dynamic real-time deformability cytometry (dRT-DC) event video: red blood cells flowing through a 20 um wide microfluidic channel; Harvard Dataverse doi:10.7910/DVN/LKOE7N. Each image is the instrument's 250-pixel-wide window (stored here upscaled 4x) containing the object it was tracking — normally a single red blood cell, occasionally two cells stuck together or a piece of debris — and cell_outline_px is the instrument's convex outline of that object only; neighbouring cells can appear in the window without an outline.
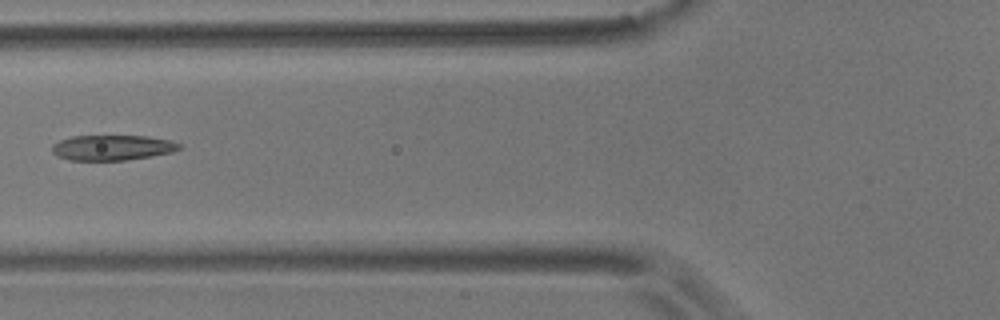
{"species": "common noctule bat (a hibernating species)", "species_latin": "Nyctalus noctula", "temperature_condition": "room temperature", "stored_images_in_passage": 5, "camera_frame_rate_fps": 3000, "um_per_image_px": 0.085, "animal": {"sex": "male", "body_mass_g": 17.9}, "frame": {"image": 1, "passage_image": 3, "time_ms": 2.333, "image_size_px": [1000, 320], "cell_outline_px": [[180, 148], [172, 152], [152, 156], [124, 160], [72, 160], [56, 156], [52, 152], [52, 144], [60, 140], [72, 136], [148, 136], [172, 140], [180, 144]], "centroid_in_image_um": [9.54, 12.54], "position_along_channel_um": 116.3, "area_um2": 18.73}}
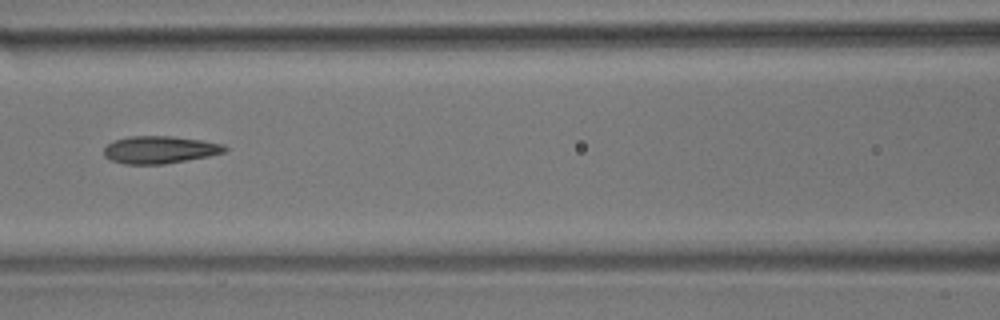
{"frame": {"image": 2, "passage_image": 4, "time_ms": 3.333, "image_size_px": [1000, 320], "cell_outline_px": [[228, 148], [224, 152], [208, 156], [164, 164], [124, 164], [112, 160], [104, 156], [104, 148], [108, 144], [116, 140], [128, 136], [172, 136], [200, 140], [224, 144]], "centroid_in_image_um": [13.57, 12.72], "position_along_channel_um": 153.0, "area_um2": 19.19}}
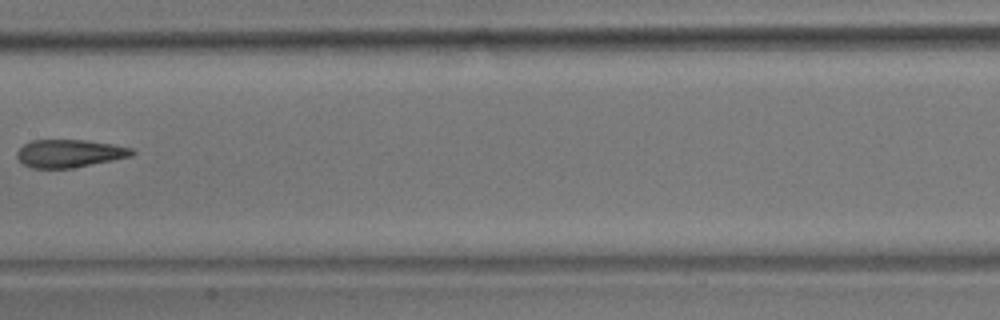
{"frame": {"image": 3, "passage_image": 5, "time_ms": 4.667, "image_size_px": [1000, 320], "cell_outline_px": [[136, 152], [132, 156], [72, 168], [32, 168], [24, 164], [16, 156], [16, 152], [24, 144], [32, 140], [88, 140], [112, 144], [132, 148]], "centroid_in_image_um": [5.91, 13.03], "position_along_channel_um": 201.5, "area_um2": 18.61}}